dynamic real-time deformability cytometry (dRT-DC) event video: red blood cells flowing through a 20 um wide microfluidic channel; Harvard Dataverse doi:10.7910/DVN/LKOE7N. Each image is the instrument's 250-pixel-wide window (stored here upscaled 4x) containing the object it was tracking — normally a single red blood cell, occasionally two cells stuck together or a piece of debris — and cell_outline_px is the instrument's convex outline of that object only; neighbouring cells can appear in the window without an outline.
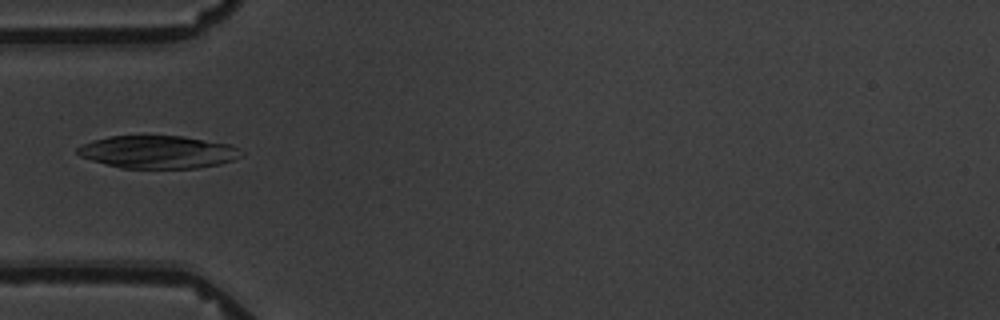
{"species": "common noctule bat (a hibernating species)", "species_latin": "Nyctalus noctula", "temperature_condition": "warm", "stored_images_in_passage": 6, "camera_frame_rate_fps": 3000, "um_per_image_px": 0.085, "animal": {"sex": "male", "body_mass_g": 19.5, "forearm_length_mm": 54.6}, "frame": {"image": 1, "passage_image": 4, "time_ms": 3.333, "image_size_px": [1000, 320], "cell_outline_px": [[244, 156], [220, 164], [196, 168], [120, 168], [92, 160], [80, 156], [76, 152], [76, 148], [92, 140], [112, 136], [184, 136], [232, 144], [244, 152]], "centroid_in_image_um": [13.48, 12.92], "position_along_channel_um": 71.5, "area_um2": 31.39}}
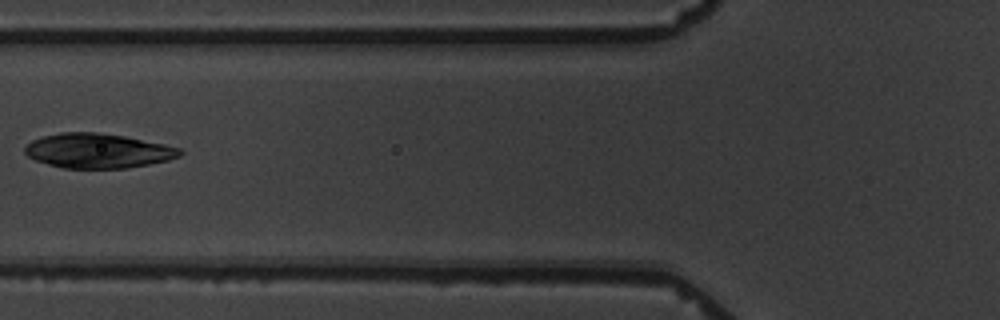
{"frame": {"image": 2, "passage_image": 5, "time_ms": 4.667, "image_size_px": [1000, 320], "cell_outline_px": [[184, 152], [180, 156], [168, 160], [148, 164], [124, 168], [64, 168], [48, 164], [36, 160], [28, 156], [24, 152], [24, 148], [32, 140], [44, 136], [60, 132], [96, 132], [124, 136], [164, 144], [180, 148]], "centroid_in_image_um": [8.32, 12.81], "position_along_channel_um": 117.5, "area_um2": 31.1}}
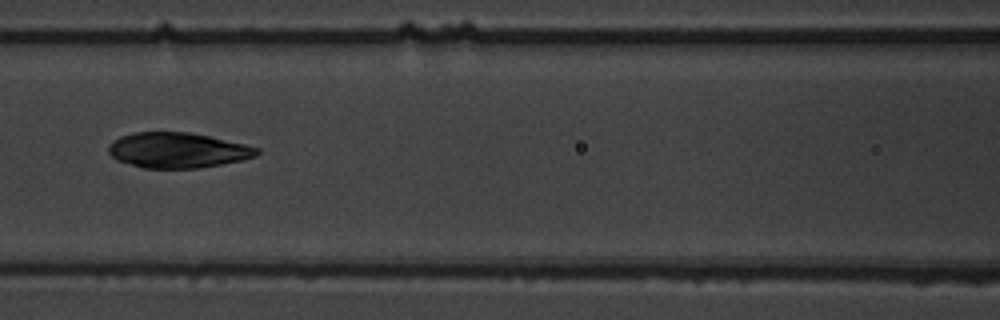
{"frame": {"image": 3, "passage_image": 6, "time_ms": 5.667, "image_size_px": [1000, 320], "cell_outline_px": [[260, 152], [256, 156], [244, 160], [196, 168], [144, 168], [116, 160], [108, 152], [108, 144], [112, 140], [120, 136], [132, 132], [188, 132], [208, 136], [244, 144], [260, 148]], "centroid_in_image_um": [15.07, 12.76], "position_along_channel_um": 151.5, "area_um2": 30.58}}